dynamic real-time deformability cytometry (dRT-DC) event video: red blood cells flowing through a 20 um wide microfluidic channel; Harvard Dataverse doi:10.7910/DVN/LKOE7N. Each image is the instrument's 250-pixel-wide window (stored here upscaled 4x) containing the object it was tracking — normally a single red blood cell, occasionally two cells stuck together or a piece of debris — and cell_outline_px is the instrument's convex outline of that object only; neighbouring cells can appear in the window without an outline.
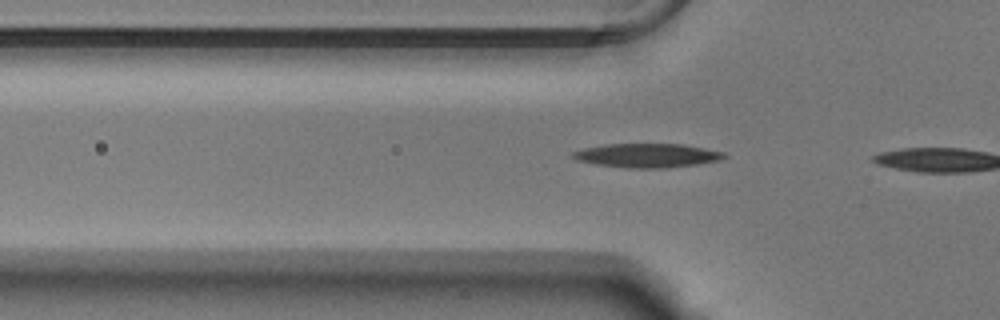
{"species": "Egyptian fruit bat (a non-hibernating species)", "species_latin": "Rousettus aegyptiacus", "temperature_condition": "warm", "stored_images_in_passage": 3, "camera_frame_rate_fps": 3000, "um_per_image_px": 0.085, "animal": {"sex": "male"}, "frame": {"image": 1, "passage_image": 2, "time_ms": 0.333, "image_size_px": [1000, 320], "cell_outline_px": [[728, 156], [720, 160], [700, 164], [668, 168], [624, 168], [596, 164], [576, 160], [572, 156], [572, 152], [584, 148], [604, 144], [684, 144], [724, 152]], "centroid_in_image_um": [55.03, 13.22], "position_along_channel_um": 70.8, "area_um2": 21.33}}